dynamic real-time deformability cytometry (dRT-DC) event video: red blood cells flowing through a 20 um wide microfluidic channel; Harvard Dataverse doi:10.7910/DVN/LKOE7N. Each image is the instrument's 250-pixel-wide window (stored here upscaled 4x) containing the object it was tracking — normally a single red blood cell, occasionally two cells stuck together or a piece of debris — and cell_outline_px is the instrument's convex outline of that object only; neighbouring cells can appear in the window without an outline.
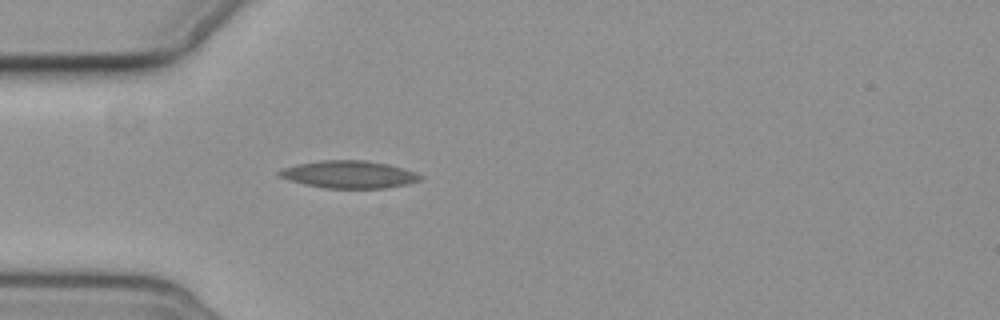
{"species": "common noctule bat (a hibernating species)", "species_latin": "Nyctalus noctula", "temperature_condition": "cold", "stored_images_in_passage": 5, "camera_frame_rate_fps": 3000, "um_per_image_px": 0.085, "animal": {"sex": "female", "body_mass_g": 19.3, "forearm_length_mm": 54.1}, "frame": {"image": 1, "passage_image": 5, "time_ms": 5.333, "image_size_px": [1000, 320], "cell_outline_px": [[424, 176], [420, 180], [408, 184], [388, 188], [324, 188], [304, 184], [288, 180], [280, 176], [276, 172], [284, 168], [300, 164], [320, 160], [364, 160], [388, 164], [416, 172]], "centroid_in_image_um": [29.7, 14.83], "position_along_channel_um": 55.3, "area_um2": 22.54}}